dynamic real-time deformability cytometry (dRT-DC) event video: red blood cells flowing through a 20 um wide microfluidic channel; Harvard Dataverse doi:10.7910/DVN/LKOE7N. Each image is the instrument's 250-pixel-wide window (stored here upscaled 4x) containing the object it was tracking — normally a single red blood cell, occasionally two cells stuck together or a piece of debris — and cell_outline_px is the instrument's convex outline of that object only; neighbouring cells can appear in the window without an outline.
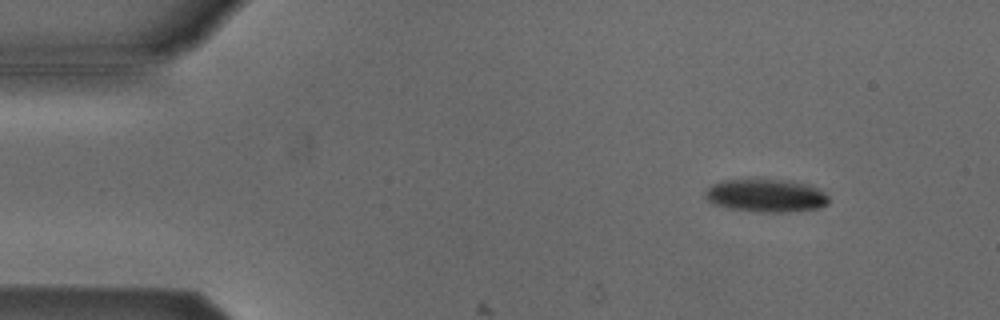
{"species": "Egyptian fruit bat (a non-hibernating species)", "species_latin": "Rousettus aegyptiacus", "temperature_condition": "cold", "stored_images_in_passage": 4, "camera_frame_rate_fps": 3000, "um_per_image_px": 0.085, "animal": {"sex": "male"}, "frame": {"image": 1, "passage_image": 2, "time_ms": 1.333, "image_size_px": [1000, 320], "cell_outline_px": [[828, 204], [816, 208], [780, 212], [768, 212], [728, 208], [712, 204], [704, 196], [704, 192], [712, 184], [720, 180], [748, 176], [788, 180], [808, 184], [824, 192], [828, 196]], "centroid_in_image_um": [65.02, 16.56], "position_along_channel_um": 20.0, "area_um2": 24.45}}